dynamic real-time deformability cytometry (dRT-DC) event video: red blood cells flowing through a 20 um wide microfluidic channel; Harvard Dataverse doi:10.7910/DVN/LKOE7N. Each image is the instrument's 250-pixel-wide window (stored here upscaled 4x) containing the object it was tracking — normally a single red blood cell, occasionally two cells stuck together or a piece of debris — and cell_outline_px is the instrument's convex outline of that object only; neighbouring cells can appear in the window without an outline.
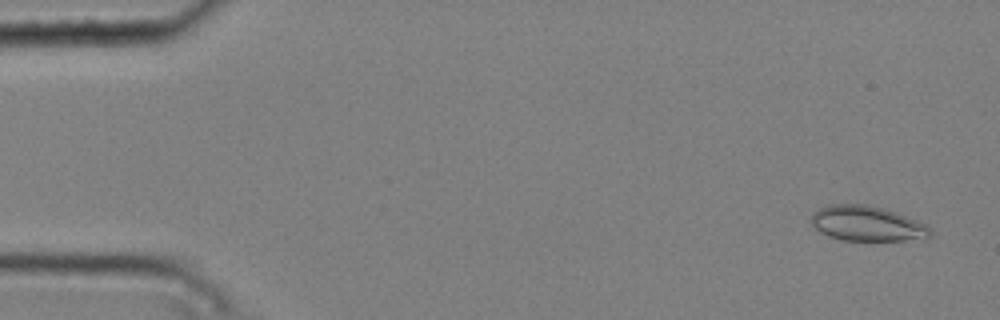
{"species": "common noctule bat (a hibernating species)", "species_latin": "Nyctalus noctula", "temperature_condition": "cold", "stored_images_in_passage": 4, "camera_frame_rate_fps": 3000, "um_per_image_px": 0.085, "animal": {"sex": "male", "body_mass_g": 20.4}, "frame": {"image": 1, "passage_image": 1, "time_ms": 0.0, "image_size_px": [1000, 320], "cell_outline_px": [[932, 236], [928, 240], [840, 240], [828, 236], [820, 232], [812, 224], [812, 212], [828, 204], [864, 204], [884, 208], [896, 212], [916, 220], [924, 224], [932, 232]], "centroid_in_image_um": [73.72, 19.01], "position_along_channel_um": 11.3, "area_um2": 24.51}}
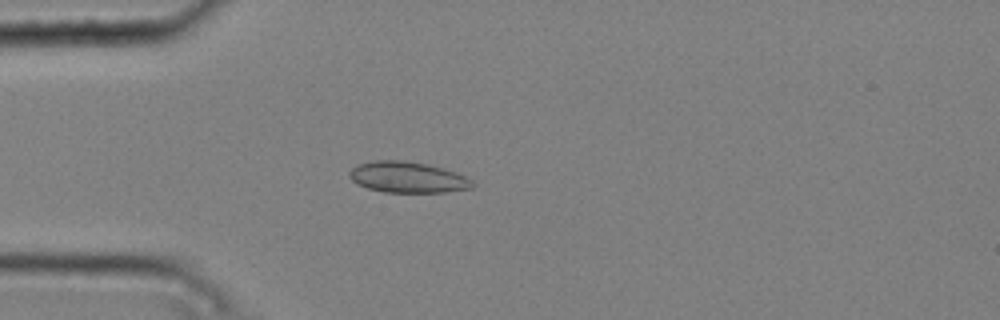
{"frame": {"image": 2, "passage_image": 4, "time_ms": 1.0, "image_size_px": [1000, 320], "cell_outline_px": [[476, 184], [472, 188], [444, 192], [384, 192], [368, 188], [356, 184], [348, 176], [348, 172], [352, 168], [360, 164], [372, 160], [404, 160], [428, 164], [456, 172], [472, 180]], "centroid_in_image_um": [34.64, 15.06], "position_along_channel_um": 50.4, "area_um2": 22.31}}